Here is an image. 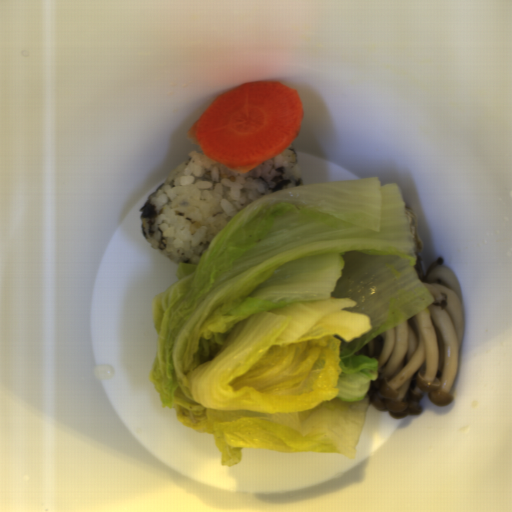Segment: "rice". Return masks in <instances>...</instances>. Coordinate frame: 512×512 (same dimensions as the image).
Segmentation results:
<instances>
[{
	"mask_svg": "<svg viewBox=\"0 0 512 512\" xmlns=\"http://www.w3.org/2000/svg\"><path fill=\"white\" fill-rule=\"evenodd\" d=\"M305 186L290 144L244 172L199 148L181 159L138 211L143 241L176 264L200 263L213 238L241 211L272 191Z\"/></svg>",
	"mask_w": 512,
	"mask_h": 512,
	"instance_id": "obj_1",
	"label": "rice"
}]
</instances>
